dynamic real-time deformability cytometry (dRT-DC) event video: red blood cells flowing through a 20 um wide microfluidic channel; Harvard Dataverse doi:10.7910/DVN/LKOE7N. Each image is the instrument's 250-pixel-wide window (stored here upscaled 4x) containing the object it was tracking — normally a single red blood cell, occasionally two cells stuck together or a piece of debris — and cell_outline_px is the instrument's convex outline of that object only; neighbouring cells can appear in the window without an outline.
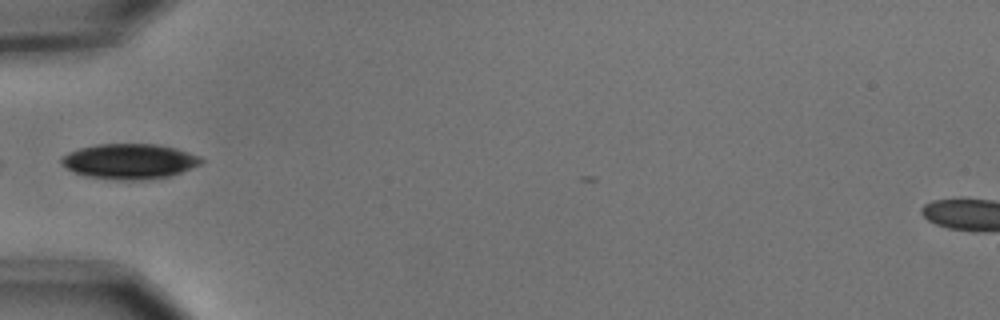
{"species": "common noctule bat (a hibernating species)", "species_latin": "Nyctalus noctula", "temperature_condition": "cold", "stored_images_in_passage": 4, "camera_frame_rate_fps": 3000, "um_per_image_px": 0.085, "animal": {"sex": "male", "body_mass_g": 15.6}, "frame": {"image": 1, "passage_image": 2, "time_ms": 0.333, "image_size_px": [1000, 320], "cell_outline_px": [[204, 160], [200, 164], [180, 172], [168, 176], [140, 180], [124, 180], [88, 176], [76, 172], [60, 164], [60, 156], [68, 152], [80, 148], [96, 144], [156, 144], [176, 148], [200, 156]], "centroid_in_image_um": [10.99, 13.7], "position_along_channel_um": 74.0, "area_um2": 28.44}}
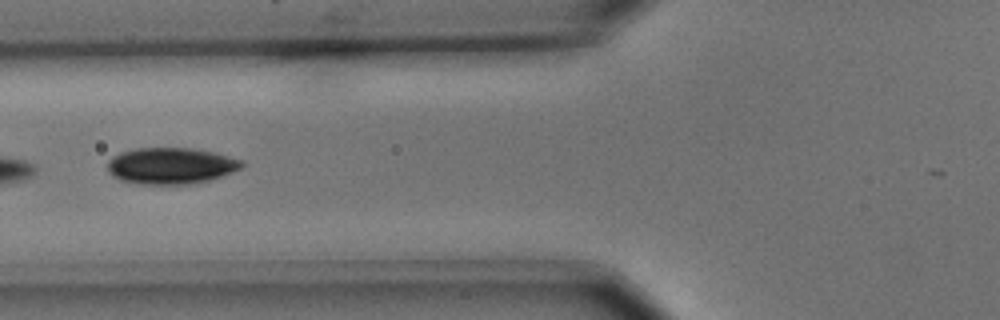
{"frame": {"image": 2, "passage_image": 3, "time_ms": 0.667, "image_size_px": [1000, 320], "cell_outline_px": [[244, 164], [240, 168], [232, 172], [208, 180], [192, 184], [136, 184], [120, 180], [112, 176], [108, 172], [108, 160], [112, 156], [120, 152], [136, 148], [192, 148], [212, 152], [244, 160]], "centroid_in_image_um": [14.49, 14.09], "position_along_channel_um": 111.3, "area_um2": 28.55}}